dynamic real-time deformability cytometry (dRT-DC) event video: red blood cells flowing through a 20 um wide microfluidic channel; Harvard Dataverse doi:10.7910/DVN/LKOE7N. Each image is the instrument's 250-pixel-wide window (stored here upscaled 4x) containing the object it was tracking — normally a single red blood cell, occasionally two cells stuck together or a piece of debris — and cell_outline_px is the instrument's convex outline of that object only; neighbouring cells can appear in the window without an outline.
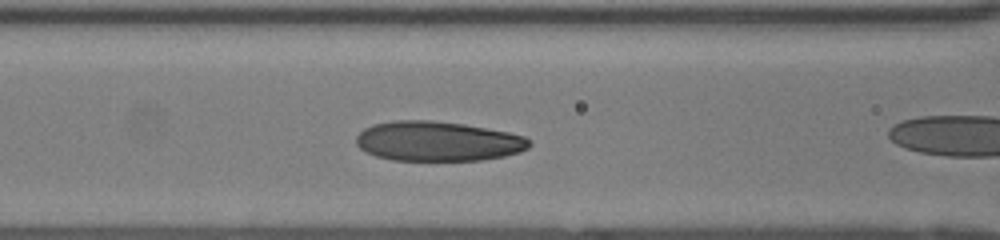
{"species": "human", "species_latin": "Homo sapiens", "temperature_condition": "room temperature", "stored_images_in_passage": 18, "camera_frame_rate_fps": 3000, "um_per_image_px": 0.085, "donor": {"sex": "female"}, "frame": {"image": 1, "passage_image": 5, "time_ms": 1.333, "image_size_px": [1000, 240], "cell_outline_px": [[532, 144], [528, 148], [520, 152], [504, 156], [480, 160], [392, 160], [376, 156], [360, 148], [356, 144], [356, 136], [364, 128], [372, 124], [396, 120], [432, 120], [464, 124], [508, 132], [524, 136]], "centroid_in_image_um": [37.2, 12.0], "position_along_channel_um": 129.4, "area_um2": 40.11}}
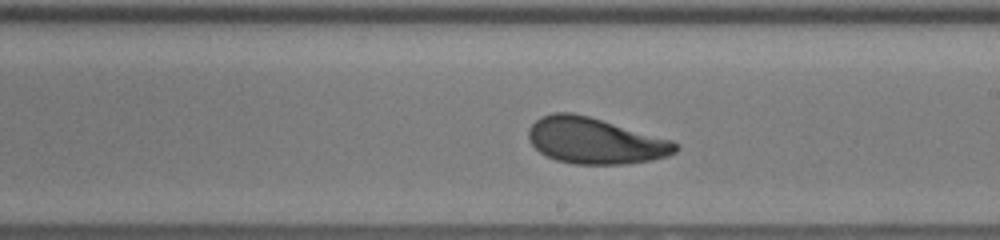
{"frame": {"image": 2, "passage_image": 13, "time_ms": 4.0, "image_size_px": [1000, 240], "cell_outline_px": [[680, 148], [676, 152], [668, 156], [652, 160], [624, 164], [576, 164], [556, 160], [540, 152], [528, 140], [528, 128], [540, 116], [552, 112], [572, 112], [588, 116], [672, 140], [680, 144]], "centroid_in_image_um": [50.58, 11.96], "position_along_channel_um": 238.4, "area_um2": 39.54}}
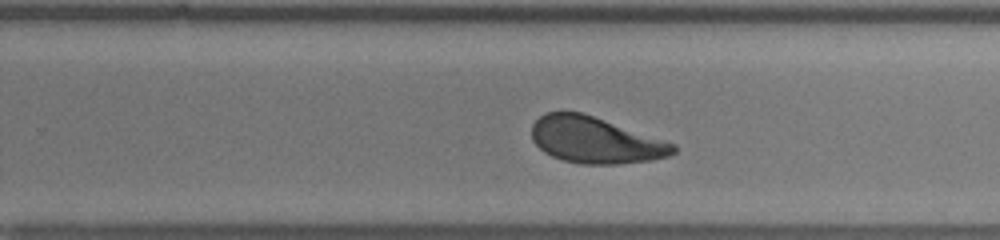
{"frame": {"image": 3, "passage_image": 16, "time_ms": 5.0, "image_size_px": [1000, 240], "cell_outline_px": [[676, 152], [668, 156], [652, 160], [616, 164], [580, 164], [564, 160], [552, 156], [544, 152], [532, 140], [532, 124], [544, 112], [580, 112], [676, 144]], "centroid_in_image_um": [50.58, 11.92], "position_along_channel_um": 279.2, "area_um2": 37.8}}